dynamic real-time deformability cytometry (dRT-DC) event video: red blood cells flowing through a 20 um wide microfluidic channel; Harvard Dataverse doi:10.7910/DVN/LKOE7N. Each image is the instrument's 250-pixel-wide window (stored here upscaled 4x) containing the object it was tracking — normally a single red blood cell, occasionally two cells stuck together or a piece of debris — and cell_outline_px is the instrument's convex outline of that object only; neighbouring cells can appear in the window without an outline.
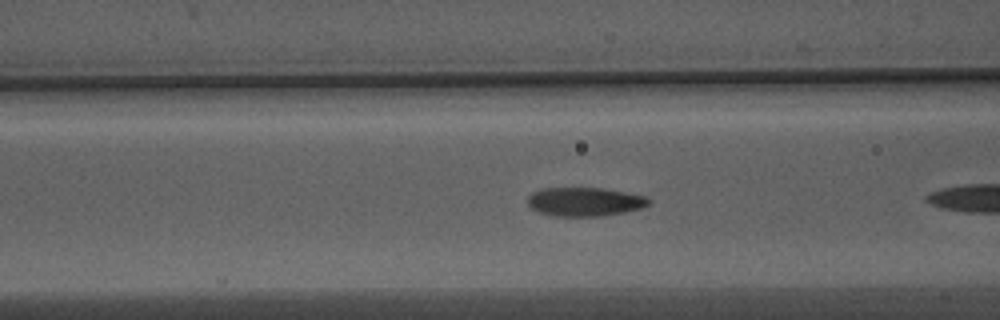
{"species": "Egyptian fruit bat (a non-hibernating species)", "species_latin": "Rousettus aegyptiacus", "temperature_condition": "warm", "stored_images_in_passage": 8, "camera_frame_rate_fps": 3000, "um_per_image_px": 0.085, "animal": {"sex": "male"}, "frame": {"image": 1, "passage_image": 6, "time_ms": 1.667, "image_size_px": [1000, 320], "cell_outline_px": [[652, 204], [640, 208], [624, 212], [604, 216], [552, 216], [536, 212], [528, 204], [528, 196], [532, 192], [540, 188], [600, 188], [644, 196], [652, 200]], "centroid_in_image_um": [49.67, 17.16], "position_along_channel_um": 116.9, "area_um2": 20.4}}